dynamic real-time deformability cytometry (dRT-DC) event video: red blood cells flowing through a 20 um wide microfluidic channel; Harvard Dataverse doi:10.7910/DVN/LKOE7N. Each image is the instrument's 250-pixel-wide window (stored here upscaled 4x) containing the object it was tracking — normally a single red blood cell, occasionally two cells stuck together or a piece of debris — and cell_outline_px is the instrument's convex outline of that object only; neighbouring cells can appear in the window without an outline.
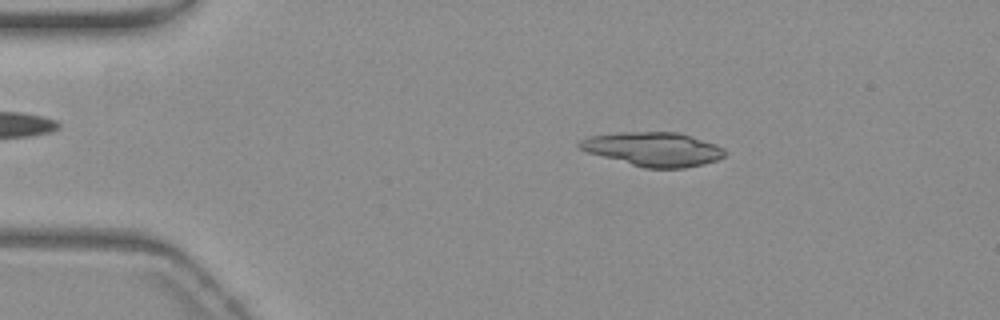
{"species": "common noctule bat (a hibernating species)", "species_latin": "Nyctalus noctula", "temperature_condition": "warm", "stored_images_in_passage": 54, "camera_frame_rate_fps": 3000, "um_per_image_px": 0.085, "animal": {"sex": "female", "body_mass_g": 19.3, "forearm_length_mm": 54.1}, "frame": {"image": 1, "passage_image": 9, "time_ms": 2.667, "image_size_px": [1000, 320], "cell_outline_px": [[728, 152], [724, 156], [716, 160], [704, 164], [684, 168], [644, 168], [588, 152], [580, 148], [576, 144], [580, 140], [588, 136], [616, 132], [680, 132], [716, 144], [724, 148]], "centroid_in_image_um": [55.55, 12.67], "position_along_channel_um": 29.5, "area_um2": 28.9}}